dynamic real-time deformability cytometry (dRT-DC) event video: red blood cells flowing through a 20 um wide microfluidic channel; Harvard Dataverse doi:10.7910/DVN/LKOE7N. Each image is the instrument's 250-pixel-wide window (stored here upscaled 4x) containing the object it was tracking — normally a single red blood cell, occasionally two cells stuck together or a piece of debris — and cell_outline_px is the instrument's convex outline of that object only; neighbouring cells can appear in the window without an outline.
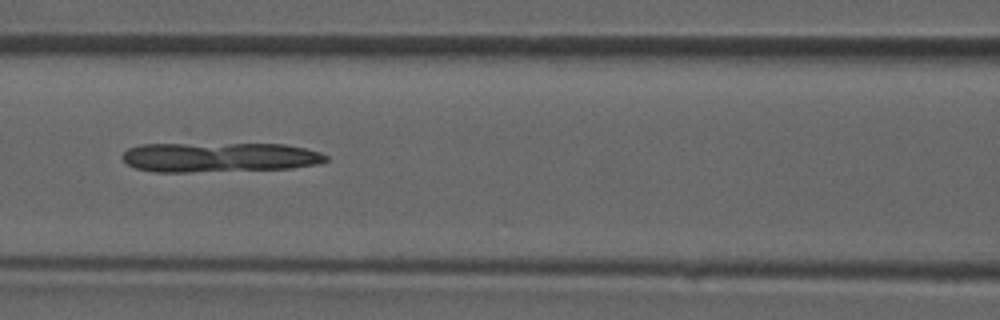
{"species": "common noctule bat (a hibernating species)", "species_latin": "Nyctalus noctula", "temperature_condition": "room temperature", "stored_images_in_passage": 46, "camera_frame_rate_fps": 3000, "um_per_image_px": 0.085, "animal": {"sex": "male", "forearm_length_mm": 52.5}, "frame": {"image": 1, "passage_image": 20, "time_ms": 6.333, "image_size_px": [1000, 320], "cell_outline_px": [[328, 160], [320, 164], [292, 168], [188, 172], [152, 172], [136, 168], [128, 164], [120, 156], [128, 148], [140, 144], [284, 144], [304, 148], [320, 152], [328, 156]], "centroid_in_image_um": [18.64, 13.37], "position_along_channel_um": 148.0, "area_um2": 35.32}}